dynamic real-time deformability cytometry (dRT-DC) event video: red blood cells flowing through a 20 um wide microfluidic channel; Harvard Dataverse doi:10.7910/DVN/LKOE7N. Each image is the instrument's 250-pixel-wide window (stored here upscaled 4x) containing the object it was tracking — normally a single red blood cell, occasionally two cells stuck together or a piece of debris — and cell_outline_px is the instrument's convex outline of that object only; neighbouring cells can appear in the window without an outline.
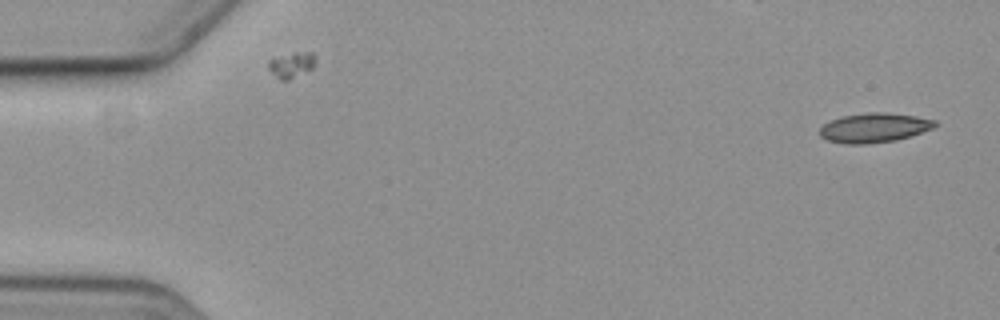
{"species": "common noctule bat (a hibernating species)", "species_latin": "Nyctalus noctula", "temperature_condition": "cold", "stored_images_in_passage": 5, "camera_frame_rate_fps": 3000, "um_per_image_px": 0.085, "animal": {"sex": "female", "body_mass_g": 19.3, "forearm_length_mm": 54.1}, "frame": {"image": 1, "passage_image": 1, "time_ms": 0.0, "image_size_px": [1000, 320], "cell_outline_px": [[940, 124], [932, 128], [896, 140], [868, 144], [844, 144], [828, 140], [820, 136], [820, 128], [824, 124], [832, 120], [844, 116], [868, 112], [884, 112], [916, 116], [936, 120]], "centroid_in_image_um": [74.31, 10.86], "position_along_channel_um": 10.7, "area_um2": 19.65}}
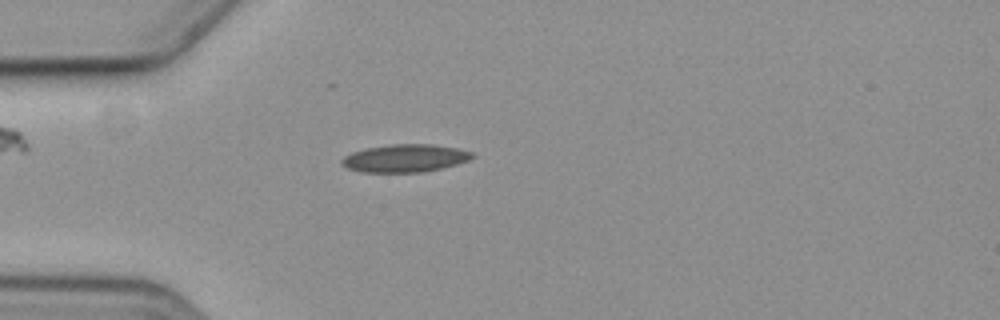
{"frame": {"image": 2, "passage_image": 5, "time_ms": 4.667, "image_size_px": [1000, 320], "cell_outline_px": [[476, 156], [468, 160], [456, 164], [424, 172], [360, 172], [348, 168], [340, 164], [340, 160], [344, 156], [352, 152], [364, 148], [388, 144], [432, 144], [456, 148], [472, 152]], "centroid_in_image_um": [34.39, 13.44], "position_along_channel_um": 50.6, "area_um2": 21.21}}